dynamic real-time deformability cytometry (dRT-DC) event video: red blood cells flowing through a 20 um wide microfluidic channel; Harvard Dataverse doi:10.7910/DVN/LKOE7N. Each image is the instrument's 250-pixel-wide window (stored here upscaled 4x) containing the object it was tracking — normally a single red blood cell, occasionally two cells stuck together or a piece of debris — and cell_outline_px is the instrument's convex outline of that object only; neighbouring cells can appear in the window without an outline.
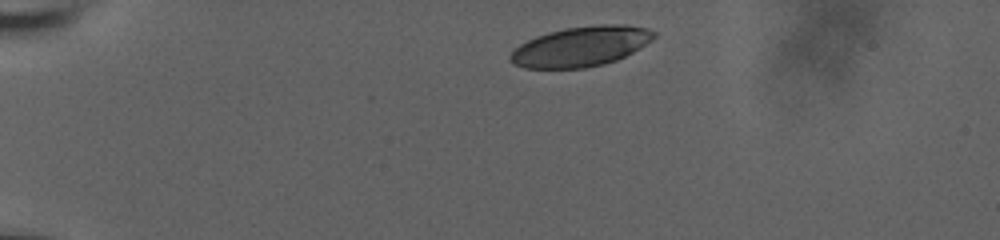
{"species": "human", "species_latin": "Homo sapiens", "temperature_condition": "room temperature", "stored_images_in_passage": 20, "camera_frame_rate_fps": 3000, "um_per_image_px": 0.085, "donor": {"sex": "male"}, "frame": {"image": 1, "passage_image": 1, "time_ms": 0.0, "image_size_px": [1000, 240], "cell_outline_px": [[656, 36], [652, 40], [632, 52], [616, 60], [604, 64], [584, 68], [524, 68], [512, 64], [508, 60], [508, 56], [520, 44], [536, 36], [548, 32], [564, 28], [600, 24], [624, 24], [648, 28], [656, 32]], "centroid_in_image_um": [49.36, 3.94], "position_along_channel_um": 35.6, "area_um2": 33.58}}
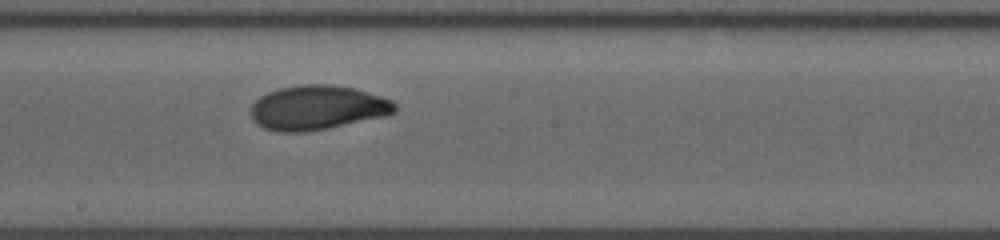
{"frame": {"image": 2, "passage_image": 12, "time_ms": 3.667, "image_size_px": [1000, 240], "cell_outline_px": [[396, 112], [388, 116], [328, 128], [304, 132], [276, 132], [264, 128], [256, 124], [252, 120], [252, 104], [260, 96], [268, 92], [280, 88], [304, 84], [332, 84], [356, 88], [392, 100], [396, 104]], "centroid_in_image_um": [27.0, 9.15], "position_along_channel_um": 221.2, "area_um2": 37.57}}
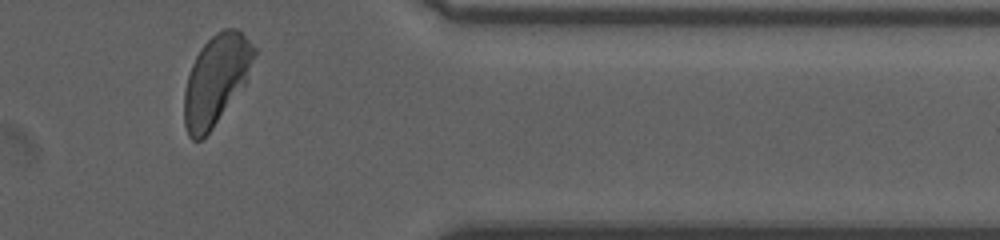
{"frame": {"image": 3, "passage_image": 20, "time_ms": 6.333, "image_size_px": [1000, 240], "cell_outline_px": [[256, 52], [244, 84], [212, 128], [200, 140], [192, 140], [188, 136], [184, 124], [184, 92], [188, 76], [192, 64], [200, 48], [216, 32], [224, 28], [236, 28], [256, 48]], "centroid_in_image_um": [18.34, 6.78], "position_along_channel_um": 393.1, "area_um2": 35.89}}